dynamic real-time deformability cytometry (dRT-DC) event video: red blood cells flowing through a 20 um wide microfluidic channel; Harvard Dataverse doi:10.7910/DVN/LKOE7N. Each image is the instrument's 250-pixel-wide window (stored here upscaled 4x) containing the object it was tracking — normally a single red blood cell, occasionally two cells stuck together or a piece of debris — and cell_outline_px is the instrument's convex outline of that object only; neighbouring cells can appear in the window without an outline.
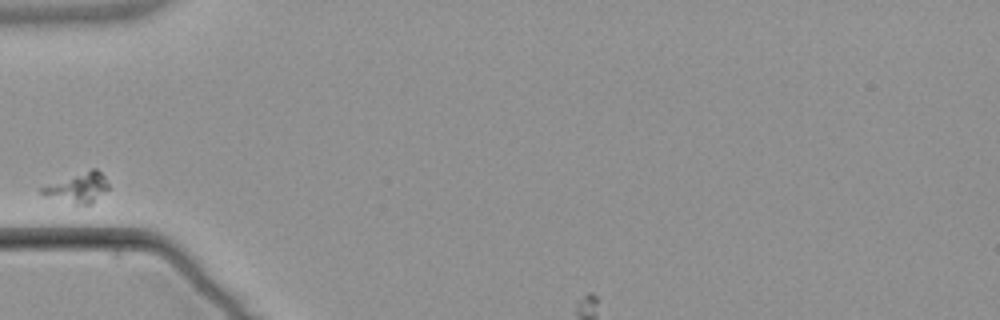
{"species": "common noctule bat (a hibernating species)", "species_latin": "Nyctalus noctula", "temperature_condition": "warm", "stored_images_in_passage": 2, "camera_frame_rate_fps": 3000, "um_per_image_px": 0.085, "animal": {"sex": "male", "body_mass_g": 21.5, "forearm_length_mm": 52.0}, "frame": {"image": 1, "passage_image": 1, "time_ms": 0.0, "image_size_px": [1000, 320], "cell_outline_px": [[108, 188], [88, 204], [76, 204], [40, 192], [40, 188], [92, 168], [96, 168], [104, 176], [108, 184]], "centroid_in_image_um": [6.67, 15.92], "position_along_channel_um": 78.3, "area_um2": 10.64}}